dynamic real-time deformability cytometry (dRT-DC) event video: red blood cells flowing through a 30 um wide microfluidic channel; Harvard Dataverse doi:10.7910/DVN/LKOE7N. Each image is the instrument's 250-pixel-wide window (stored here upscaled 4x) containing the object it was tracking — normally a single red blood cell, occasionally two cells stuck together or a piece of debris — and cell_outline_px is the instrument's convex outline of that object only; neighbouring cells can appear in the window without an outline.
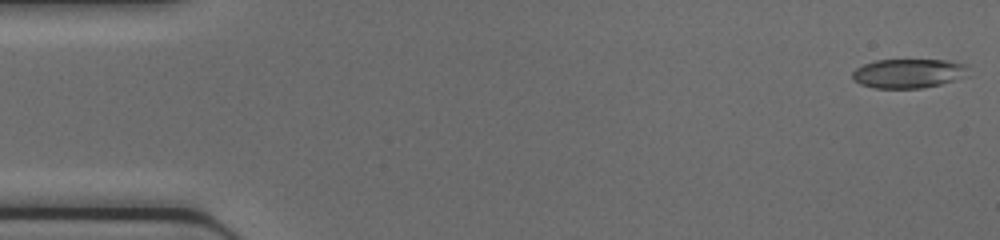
{"species": "common noctule bat (a hibernating species)", "species_latin": "Nyctalus noctula", "temperature_condition": "cold", "stored_images_in_passage": 42, "camera_frame_rate_fps": 3000, "um_per_image_px": 0.085, "animal": {"sex": "female", "body_mass_g": 17.0, "forearm_length_mm": 48.0}, "frame": {"image": 1, "passage_image": 1, "time_ms": 0.0, "image_size_px": [1000, 240], "cell_outline_px": [[972, 76], [940, 84], [920, 88], [872, 88], [860, 84], [852, 76], [852, 72], [856, 68], [864, 64], [876, 60], [948, 60], [968, 64]], "centroid_in_image_um": [77.32, 6.23], "position_along_channel_um": 7.7, "area_um2": 20.11}}
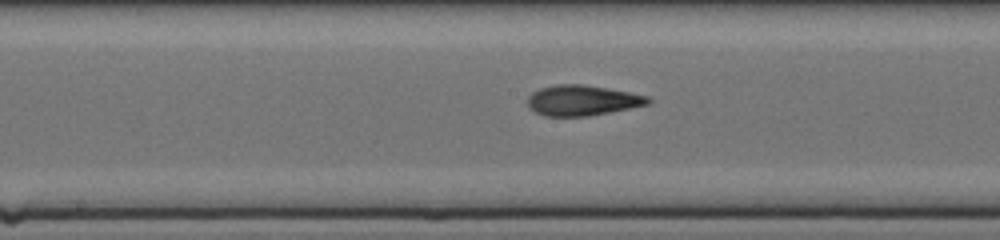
{"frame": {"image": 2, "passage_image": 23, "time_ms": 7.333, "image_size_px": [1000, 240], "cell_outline_px": [[652, 104], [588, 116], [544, 116], [528, 108], [528, 96], [532, 92], [540, 88], [556, 84], [580, 84], [628, 92], [648, 96], [652, 100]], "centroid_in_image_um": [49.49, 8.54], "position_along_channel_um": 198.7, "area_um2": 21.33}}
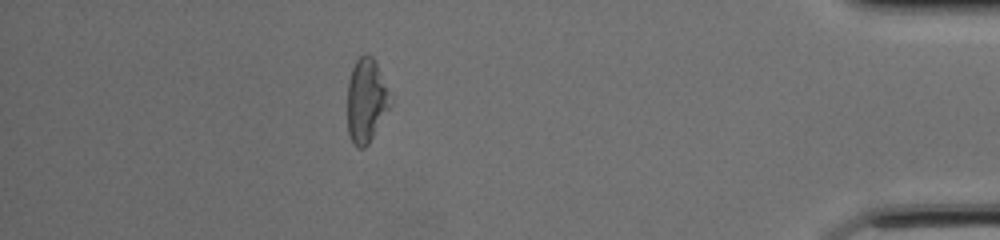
{"frame": {"image": 3, "passage_image": 40, "time_ms": 13.0, "image_size_px": [1000, 240], "cell_outline_px": [[392, 104], [368, 144], [364, 148], [356, 148], [348, 132], [348, 80], [352, 68], [356, 60], [364, 52], [368, 52], [372, 56], [376, 64]], "centroid_in_image_um": [31.1, 8.55], "position_along_channel_um": 404.1, "area_um2": 20.63}}